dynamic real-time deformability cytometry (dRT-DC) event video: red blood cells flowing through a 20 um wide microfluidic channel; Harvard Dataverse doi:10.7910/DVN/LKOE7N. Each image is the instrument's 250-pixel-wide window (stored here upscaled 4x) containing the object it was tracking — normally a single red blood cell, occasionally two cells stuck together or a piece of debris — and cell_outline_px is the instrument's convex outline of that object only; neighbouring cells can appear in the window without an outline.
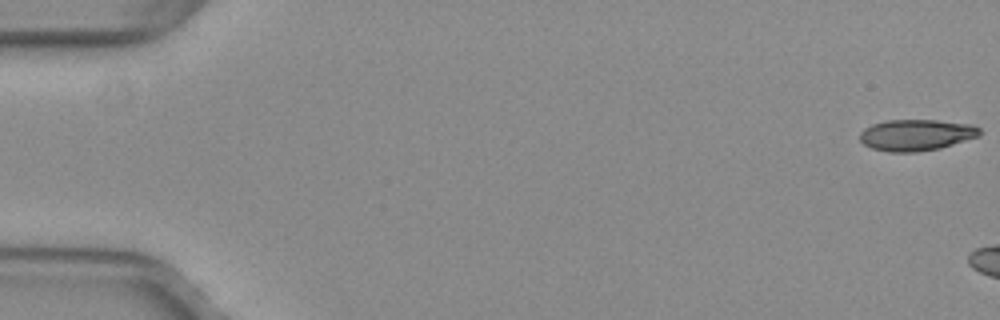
{"species": "common noctule bat (a hibernating species)", "species_latin": "Nyctalus noctula", "temperature_condition": "warm", "stored_images_in_passage": 8, "camera_frame_rate_fps": 3000, "um_per_image_px": 0.085, "animal": {"sex": "female", "body_mass_g": 29.2, "forearm_length_mm": 56.3}, "frame": {"image": 1, "passage_image": 1, "time_ms": 0.0, "image_size_px": [1000, 320], "cell_outline_px": [[980, 136], [940, 148], [916, 152], [888, 152], [872, 148], [864, 144], [860, 140], [860, 132], [864, 128], [872, 124], [888, 120], [936, 120], [972, 124], [980, 128]], "centroid_in_image_um": [77.88, 11.47], "position_along_channel_um": 7.1, "area_um2": 21.91}}